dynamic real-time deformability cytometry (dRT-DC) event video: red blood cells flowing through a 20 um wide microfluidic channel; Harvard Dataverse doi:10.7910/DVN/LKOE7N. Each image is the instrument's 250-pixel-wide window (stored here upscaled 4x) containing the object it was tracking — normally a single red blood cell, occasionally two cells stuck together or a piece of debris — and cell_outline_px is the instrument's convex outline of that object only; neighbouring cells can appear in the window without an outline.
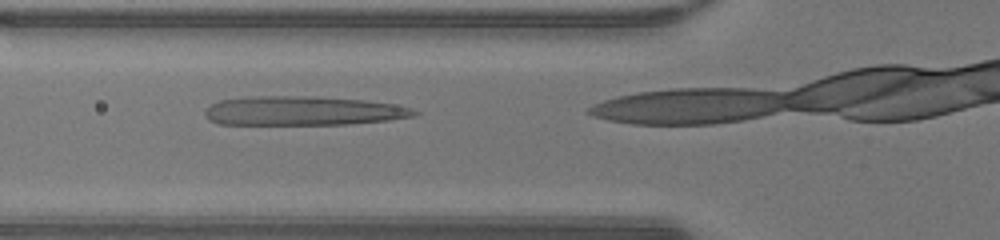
{"species": "human", "species_latin": "Homo sapiens", "temperature_condition": "warm", "stored_images_in_passage": 27, "camera_frame_rate_fps": 3000, "um_per_image_px": 0.085, "donor": {"sex": "male"}, "frame": {"image": 1, "passage_image": 8, "time_ms": 2.333, "image_size_px": [1000, 240], "cell_outline_px": [[420, 112], [416, 116], [388, 120], [348, 124], [220, 124], [208, 120], [204, 116], [204, 112], [212, 104], [220, 100], [252, 96], [304, 96], [364, 100], [392, 104], [412, 108]], "centroid_in_image_um": [25.74, 9.42], "position_along_channel_um": 100.1, "area_um2": 35.43}}
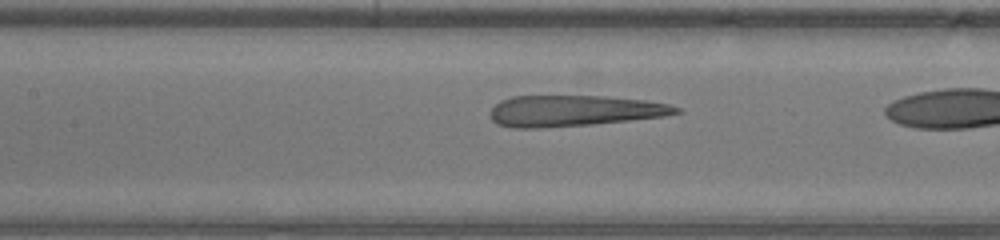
{"frame": {"image": 2, "passage_image": 12, "time_ms": 3.667, "image_size_px": [1000, 240], "cell_outline_px": [[684, 112], [664, 116], [592, 124], [536, 128], [512, 128], [496, 124], [492, 120], [492, 108], [500, 100], [512, 96], [604, 96], [644, 100], [668, 104], [680, 108]], "centroid_in_image_um": [48.79, 9.42], "position_along_channel_um": 158.6, "area_um2": 33.47}}